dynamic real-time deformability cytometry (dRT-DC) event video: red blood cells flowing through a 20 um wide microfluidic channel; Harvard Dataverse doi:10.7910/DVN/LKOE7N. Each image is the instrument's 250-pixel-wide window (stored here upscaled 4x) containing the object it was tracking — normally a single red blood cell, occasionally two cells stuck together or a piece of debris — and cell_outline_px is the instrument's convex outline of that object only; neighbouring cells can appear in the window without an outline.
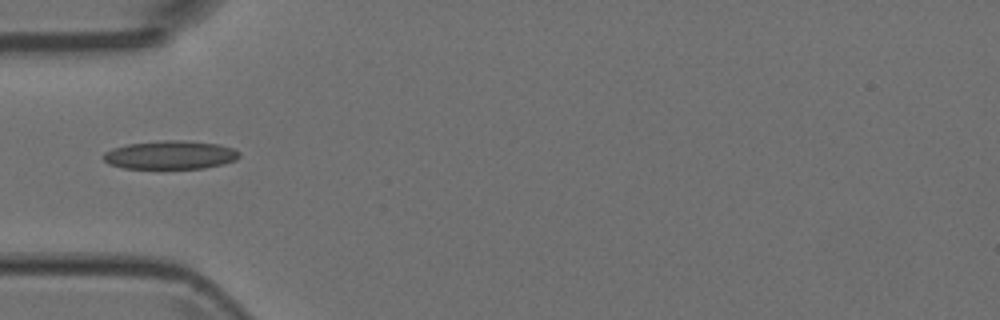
{"species": "Egyptian fruit bat (a non-hibernating species)", "species_latin": "Rousettus aegyptiacus", "temperature_condition": "room temperature", "stored_images_in_passage": 6, "camera_frame_rate_fps": 3000, "um_per_image_px": 0.085, "animal": {"sex": "female"}, "frame": {"image": 1, "passage_image": 4, "time_ms": 1.0, "image_size_px": [1000, 320], "cell_outline_px": [[240, 156], [236, 160], [224, 164], [204, 168], [124, 168], [108, 164], [100, 156], [104, 152], [112, 148], [128, 144], [160, 140], [184, 140], [220, 144], [232, 148], [240, 152]], "centroid_in_image_um": [14.47, 13.16], "position_along_channel_um": 70.5, "area_um2": 22.77}}
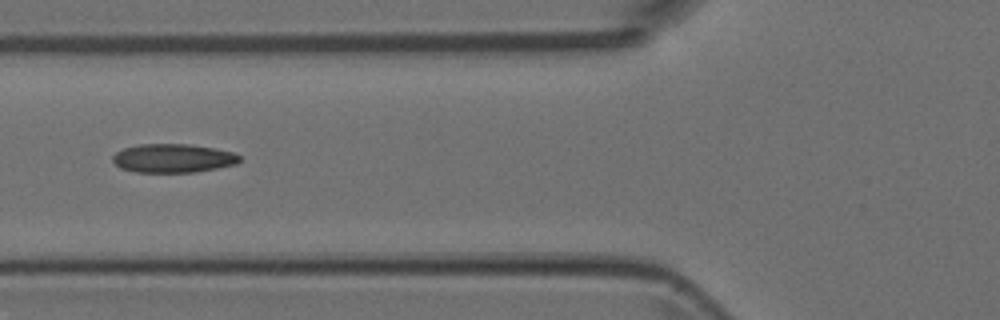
{"frame": {"image": 2, "passage_image": 5, "time_ms": 1.333, "image_size_px": [1000, 320], "cell_outline_px": [[240, 160], [236, 164], [196, 172], [136, 172], [120, 168], [112, 160], [112, 156], [116, 152], [124, 148], [140, 144], [188, 144], [212, 148], [232, 152], [240, 156]], "centroid_in_image_um": [14.68, 13.45], "position_along_channel_um": 111.1, "area_um2": 21.1}}
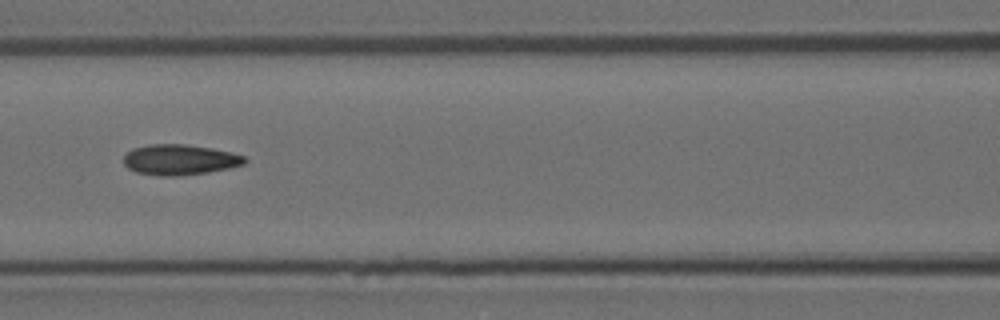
{"frame": {"image": 3, "passage_image": 6, "time_ms": 1.667, "image_size_px": [1000, 320], "cell_outline_px": [[248, 160], [244, 164], [228, 168], [208, 172], [176, 176], [160, 176], [136, 172], [128, 168], [124, 164], [124, 156], [132, 148], [148, 144], [184, 144], [212, 148], [244, 156]], "centroid_in_image_um": [15.25, 13.57], "position_along_channel_um": 151.3, "area_um2": 21.44}}